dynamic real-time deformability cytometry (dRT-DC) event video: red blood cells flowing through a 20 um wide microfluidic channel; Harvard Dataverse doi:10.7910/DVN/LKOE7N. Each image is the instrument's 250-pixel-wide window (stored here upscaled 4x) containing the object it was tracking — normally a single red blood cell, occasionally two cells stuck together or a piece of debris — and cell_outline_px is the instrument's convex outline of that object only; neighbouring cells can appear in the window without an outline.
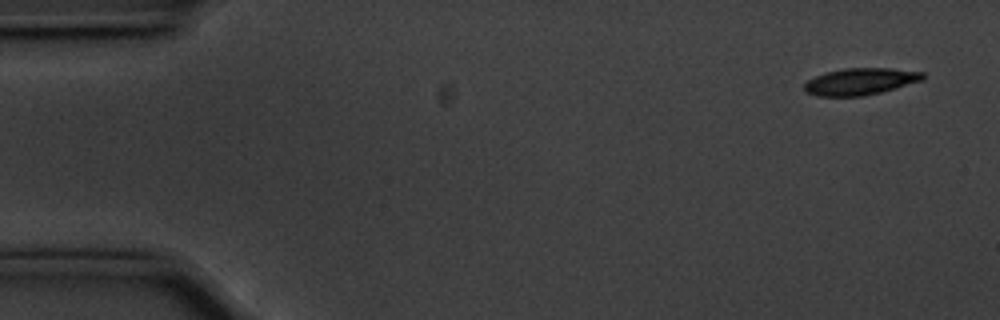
{"species": "common noctule bat (a hibernating species)", "species_latin": "Nyctalus noctula", "temperature_condition": "cold", "stored_images_in_passage": 56, "camera_frame_rate_fps": 3000, "um_per_image_px": 0.085, "animal": {"sex": "male", "body_mass_g": 20.1, "forearm_length_mm": 53.5}, "frame": {"image": 1, "passage_image": 3, "time_ms": 0.667, "image_size_px": [1000, 320], "cell_outline_px": [[924, 80], [880, 92], [860, 96], [816, 96], [804, 92], [804, 84], [808, 80], [816, 76], [828, 72], [844, 68], [892, 68], [924, 72]], "centroid_in_image_um": [73.13, 6.92], "position_along_channel_um": 11.9, "area_um2": 18.44}}
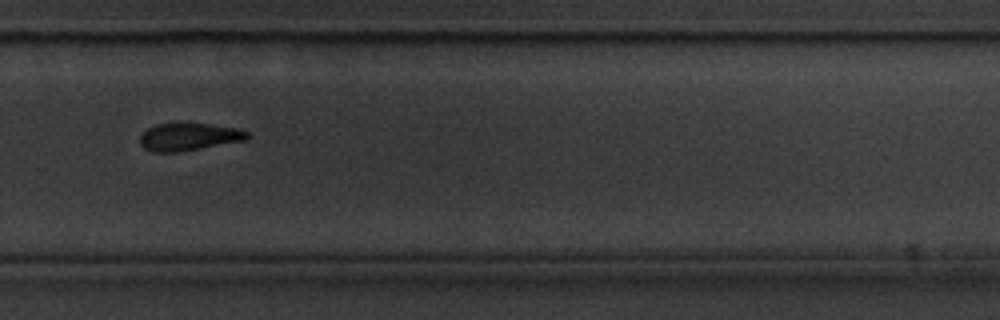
{"frame": {"image": 2, "passage_image": 38, "time_ms": 12.333, "image_size_px": [1000, 320], "cell_outline_px": [[252, 136], [244, 140], [176, 152], [152, 152], [144, 148], [140, 144], [140, 136], [148, 128], [156, 124], [208, 124], [236, 128], [248, 132]], "centroid_in_image_um": [16.03, 11.63], "position_along_channel_um": 313.8, "area_um2": 16.82}}
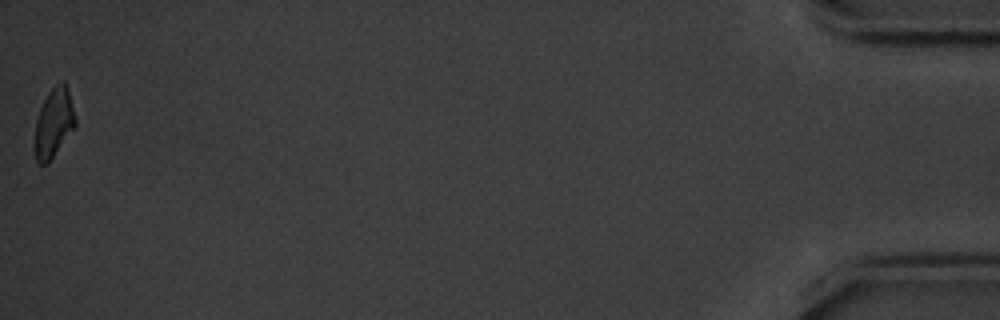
{"frame": {"image": 3, "passage_image": 56, "time_ms": 18.333, "image_size_px": [1000, 320], "cell_outline_px": [[76, 124], [48, 164], [40, 164], [36, 160], [36, 120], [40, 108], [48, 92], [60, 80], [64, 80], [68, 92], [76, 120]], "centroid_in_image_um": [4.57, 10.43], "position_along_channel_um": 430.6, "area_um2": 15.84}, "authors_computed_cell_mechanics": {"area_um2": 18.4671, "velocity_mm_per_s": 3.5557, "shape_relaxation_time_tau1_ms": 2.3326, "shape_relaxation_time_tau2_ms": null, "deformation_change_tau1": 0.0989, "deformation_change_tau2": null}}